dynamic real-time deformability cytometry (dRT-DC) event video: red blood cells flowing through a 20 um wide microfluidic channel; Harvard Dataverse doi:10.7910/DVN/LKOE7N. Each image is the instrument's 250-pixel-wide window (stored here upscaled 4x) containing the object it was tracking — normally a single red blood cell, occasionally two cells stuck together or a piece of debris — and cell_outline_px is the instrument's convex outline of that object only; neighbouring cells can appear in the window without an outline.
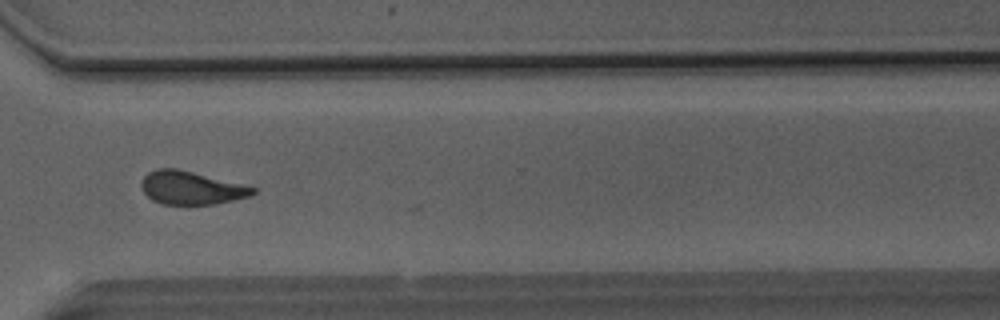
{"species": "Egyptian fruit bat (a non-hibernating species)", "species_latin": "Rousettus aegyptiacus", "temperature_condition": "room temperature", "stored_images_in_passage": 50, "camera_frame_rate_fps": 3000, "um_per_image_px": 0.085, "animal": {"sex": "male"}, "frame": {"image": 1, "passage_image": 37, "time_ms": 12.0, "image_size_px": [1000, 320], "cell_outline_px": [[256, 192], [248, 196], [232, 200], [212, 204], [164, 204], [152, 200], [144, 192], [140, 184], [144, 176], [148, 172], [156, 168], [176, 168], [244, 184], [256, 188]], "centroid_in_image_um": [16.23, 15.95], "position_along_channel_um": 354.4, "area_um2": 21.39}}
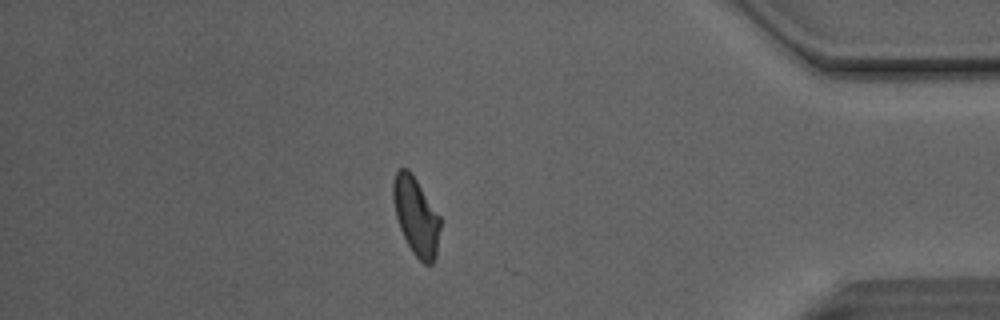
{"frame": {"image": 2, "passage_image": 43, "time_ms": 14.0, "image_size_px": [1000, 320], "cell_outline_px": [[440, 228], [436, 256], [432, 264], [424, 264], [412, 252], [400, 228], [396, 216], [392, 196], [392, 184], [396, 172], [400, 168], [408, 168], [440, 216]], "centroid_in_image_um": [35.36, 18.38], "position_along_channel_um": 399.8, "area_um2": 21.15}}
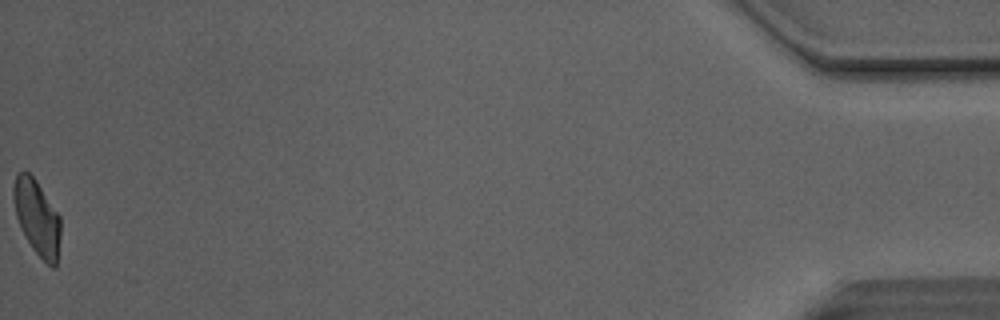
{"frame": {"image": 3, "passage_image": 50, "time_ms": 16.333, "image_size_px": [1000, 320], "cell_outline_px": [[60, 236], [56, 268], [52, 268], [32, 248], [20, 228], [16, 216], [12, 196], [12, 188], [16, 172], [28, 172], [36, 180], [60, 216]], "centroid_in_image_um": [3.13, 18.47], "position_along_channel_um": 432.1, "area_um2": 20.69}, "authors_computed_cell_mechanics": {"area_um2": 22.2241, "velocity_mm_per_s": 4.1312, "shape_relaxation_time_tau1_ms": 7.1021, "shape_relaxation_time_tau2_ms": 1.5017, "deformation_change_tau1": 0.1736, "deformation_change_tau2": 0.0769}}